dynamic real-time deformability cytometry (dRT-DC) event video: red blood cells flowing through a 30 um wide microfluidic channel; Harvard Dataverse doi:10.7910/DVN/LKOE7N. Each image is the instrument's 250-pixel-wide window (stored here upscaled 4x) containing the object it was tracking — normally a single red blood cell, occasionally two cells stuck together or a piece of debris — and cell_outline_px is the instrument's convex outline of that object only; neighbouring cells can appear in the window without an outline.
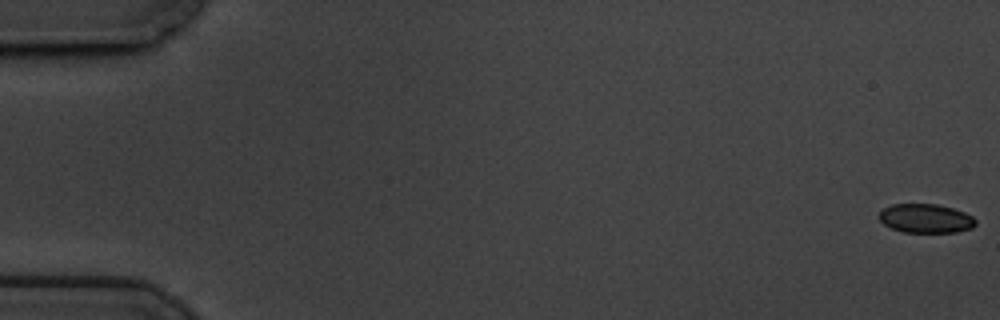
{"species": "common noctule bat (a hibernating species)", "species_latin": "Nyctalus noctula", "temperature_condition": "cold", "stored_images_in_passage": 60, "camera_frame_rate_fps": 3000, "um_per_image_px": 0.085, "animal": {"sex": "male", "body_mass_g": 19.5, "forearm_length_mm": 54.6}, "frame": {"image": 1, "passage_image": 1, "time_ms": 0.0, "image_size_px": [1000, 320], "cell_outline_px": [[976, 224], [972, 228], [956, 232], [904, 232], [892, 228], [884, 224], [880, 220], [880, 212], [884, 208], [892, 204], [936, 204], [952, 208], [964, 212], [972, 216], [976, 220]], "centroid_in_image_um": [78.7, 18.56], "position_along_channel_um": 6.3, "area_um2": 16.18}}
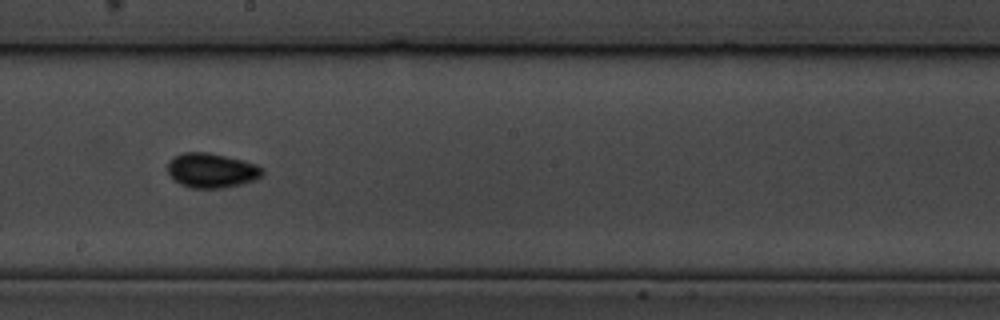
{"frame": {"image": 2, "passage_image": 34, "time_ms": 11.0, "image_size_px": [1000, 320], "cell_outline_px": [[264, 176], [256, 180], [240, 184], [220, 188], [192, 188], [180, 184], [168, 172], [168, 160], [172, 156], [184, 152], [208, 152], [244, 160], [256, 164], [264, 168]], "centroid_in_image_um": [18.02, 14.47], "position_along_channel_um": 230.2, "area_um2": 19.31}}
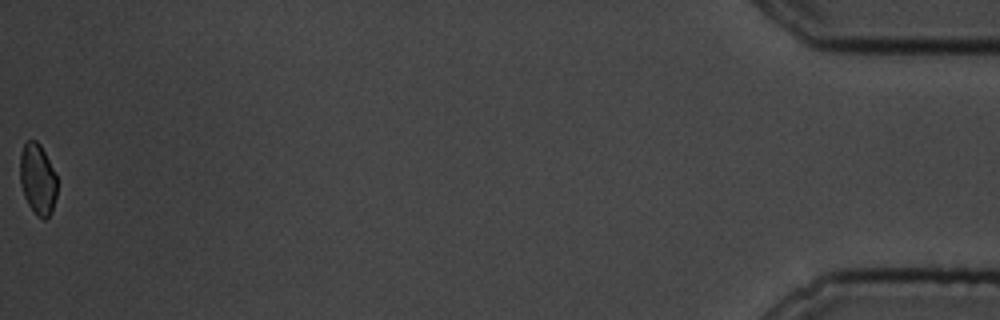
{"frame": {"image": 3, "passage_image": 60, "time_ms": 19.667, "image_size_px": [1000, 320], "cell_outline_px": [[56, 196], [52, 212], [44, 220], [36, 216], [28, 204], [24, 196], [20, 184], [20, 152], [24, 144], [28, 140], [36, 140], [40, 144], [56, 176]], "centroid_in_image_um": [3.18, 15.25], "position_along_channel_um": 432.0, "area_um2": 15.32}, "authors_computed_cell_mechanics": {"area_um2": 17.1088, "velocity_mm_per_s": 3.4196, "shape_relaxation_time_tau1_ms": 1.8383, "shape_relaxation_time_tau2_ms": 1.2301, "deformation_change_tau1": 0.0524, "deformation_change_tau2": 0.0295}}